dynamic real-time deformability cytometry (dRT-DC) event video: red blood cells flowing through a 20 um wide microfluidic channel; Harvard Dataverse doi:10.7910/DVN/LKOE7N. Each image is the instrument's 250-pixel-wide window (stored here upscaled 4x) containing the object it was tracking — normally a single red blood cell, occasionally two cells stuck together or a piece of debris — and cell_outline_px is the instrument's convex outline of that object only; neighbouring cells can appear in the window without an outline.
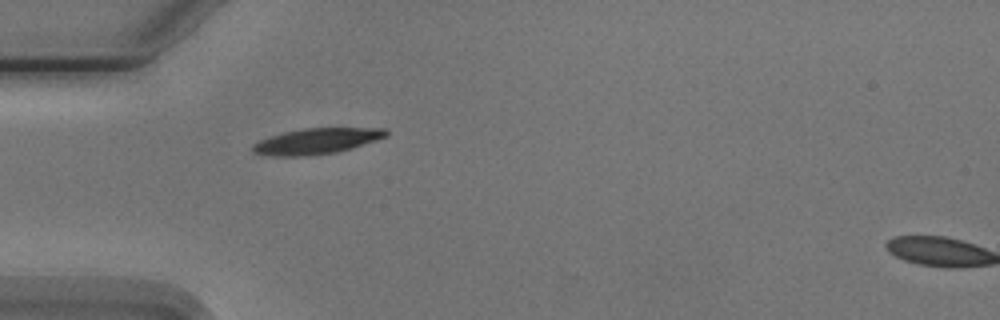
{"species": "Egyptian fruit bat (a non-hibernating species)", "species_latin": "Rousettus aegyptiacus", "temperature_condition": "cold", "stored_images_in_passage": 3, "camera_frame_rate_fps": 3000, "um_per_image_px": 0.085, "animal": {"sex": "male"}, "frame": {"image": 1, "passage_image": 3, "time_ms": 2.333, "image_size_px": [1000, 320], "cell_outline_px": [[388, 136], [376, 140], [336, 152], [304, 156], [276, 156], [256, 152], [252, 148], [252, 144], [260, 140], [284, 132], [304, 128], [388, 128]], "centroid_in_image_um": [26.95, 11.98], "position_along_channel_um": 58.0, "area_um2": 19.65}}